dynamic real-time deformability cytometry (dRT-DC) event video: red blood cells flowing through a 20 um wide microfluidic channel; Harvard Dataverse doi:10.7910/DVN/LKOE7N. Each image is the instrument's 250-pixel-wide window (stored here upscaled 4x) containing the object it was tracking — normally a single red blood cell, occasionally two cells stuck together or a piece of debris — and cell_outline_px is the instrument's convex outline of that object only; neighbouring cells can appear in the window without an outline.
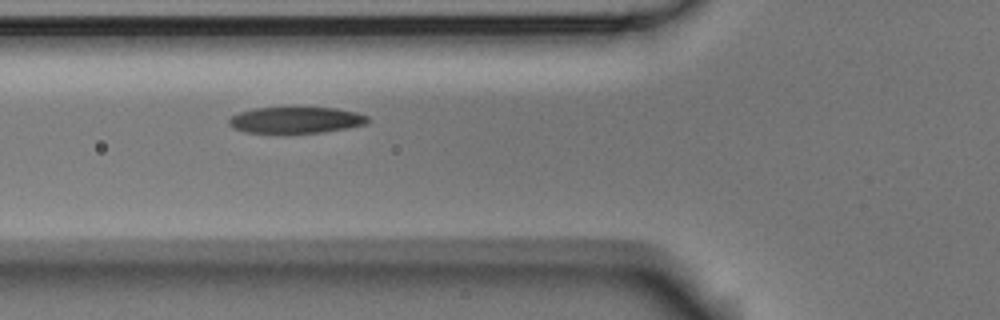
{"species": "Egyptian fruit bat (a non-hibernating species)", "species_latin": "Rousettus aegyptiacus", "temperature_condition": "room temperature", "stored_images_in_passage": 6, "camera_frame_rate_fps": 3000, "um_per_image_px": 0.085, "animal": {"sex": "male"}, "frame": {"image": 1, "passage_image": 5, "time_ms": 1.333, "image_size_px": [1000, 320], "cell_outline_px": [[368, 120], [364, 124], [324, 132], [244, 132], [232, 128], [228, 124], [228, 120], [232, 116], [240, 112], [256, 108], [336, 108], [356, 112], [368, 116]], "centroid_in_image_um": [25.11, 10.2], "position_along_channel_um": 100.7, "area_um2": 20.81}}
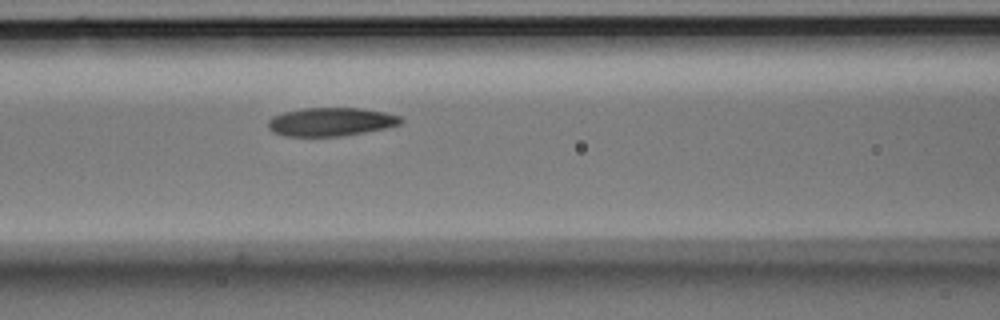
{"frame": {"image": 2, "passage_image": 6, "time_ms": 1.667, "image_size_px": [1000, 320], "cell_outline_px": [[404, 120], [400, 124], [384, 128], [364, 132], [340, 136], [288, 136], [276, 132], [268, 128], [268, 120], [272, 116], [284, 112], [304, 108], [364, 108], [384, 112], [400, 116]], "centroid_in_image_um": [28.14, 10.34], "position_along_channel_um": 138.5, "area_um2": 21.85}}